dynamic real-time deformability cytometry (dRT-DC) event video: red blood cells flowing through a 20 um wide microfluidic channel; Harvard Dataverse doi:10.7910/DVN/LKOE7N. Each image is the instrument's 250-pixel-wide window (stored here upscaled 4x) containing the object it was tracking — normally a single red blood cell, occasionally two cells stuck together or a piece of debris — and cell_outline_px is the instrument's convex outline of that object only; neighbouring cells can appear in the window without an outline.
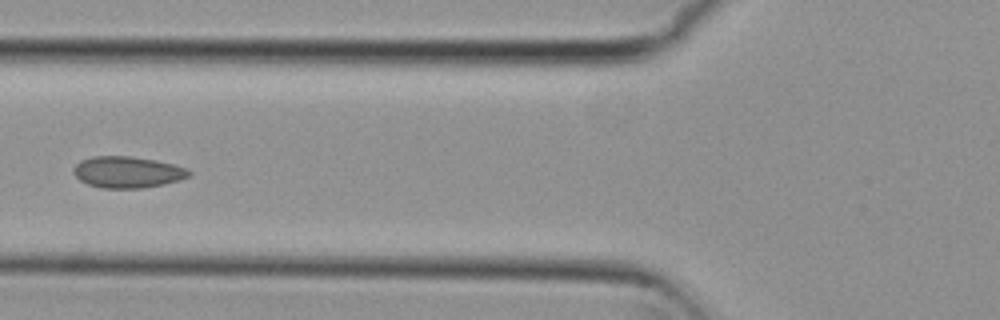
{"species": "common noctule bat (a hibernating species)", "species_latin": "Nyctalus noctula", "temperature_condition": "cold", "stored_images_in_passage": 9, "camera_frame_rate_fps": 3000, "um_per_image_px": 0.085, "animal": {"sex": "female", "body_mass_g": 29.2, "forearm_length_mm": 56.3}, "frame": {"image": 1, "passage_image": 6, "time_ms": 1.667, "image_size_px": [1000, 320], "cell_outline_px": [[192, 176], [164, 184], [140, 188], [104, 188], [88, 184], [80, 180], [72, 172], [72, 168], [80, 160], [92, 156], [132, 156], [156, 160], [188, 168], [192, 172]], "centroid_in_image_um": [10.84, 14.62], "position_along_channel_um": 115.0, "area_um2": 21.27}}
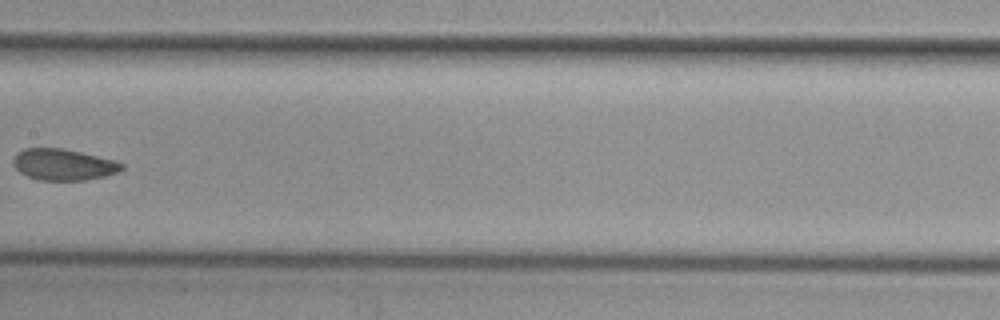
{"frame": {"image": 2, "passage_image": 8, "time_ms": 2.333, "image_size_px": [1000, 320], "cell_outline_px": [[124, 168], [120, 172], [104, 176], [84, 180], [40, 180], [28, 176], [20, 172], [12, 164], [12, 160], [16, 152], [24, 148], [64, 148], [112, 160], [124, 164]], "centroid_in_image_um": [5.36, 13.98], "position_along_channel_um": 202.0, "area_um2": 19.77}}
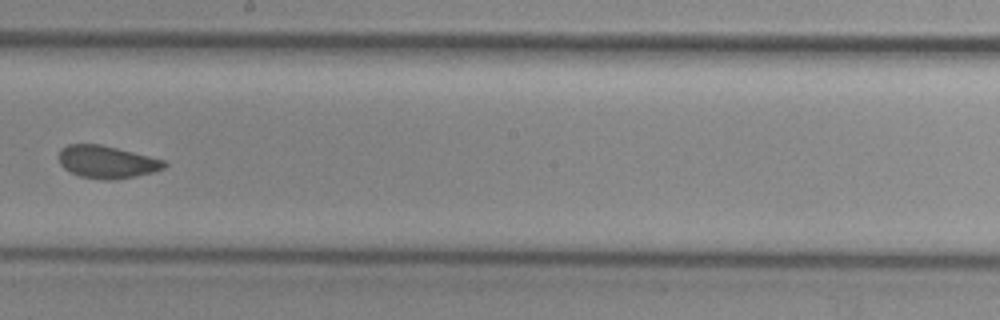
{"frame": {"image": 3, "passage_image": 9, "time_ms": 2.667, "image_size_px": [1000, 320], "cell_outline_px": [[168, 164], [164, 168], [152, 172], [136, 176], [116, 180], [104, 180], [80, 176], [64, 168], [60, 164], [60, 148], [68, 144], [100, 144], [164, 160]], "centroid_in_image_um": [9.08, 13.77], "position_along_channel_um": 239.1, "area_um2": 19.83}}